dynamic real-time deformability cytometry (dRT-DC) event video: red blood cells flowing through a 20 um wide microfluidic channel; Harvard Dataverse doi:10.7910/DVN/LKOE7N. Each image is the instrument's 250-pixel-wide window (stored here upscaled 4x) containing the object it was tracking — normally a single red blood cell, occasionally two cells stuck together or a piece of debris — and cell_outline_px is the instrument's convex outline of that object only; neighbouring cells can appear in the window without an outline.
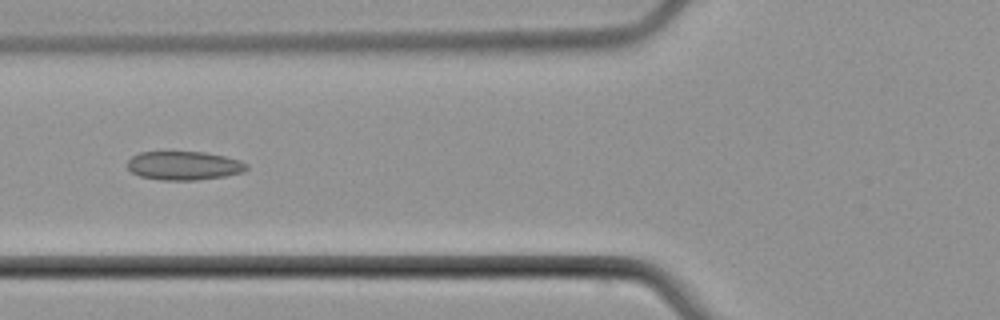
{"species": "common noctule bat (a hibernating species)", "species_latin": "Nyctalus noctula", "temperature_condition": "cold", "stored_images_in_passage": 7, "camera_frame_rate_fps": 3000, "um_per_image_px": 0.085, "animal": {"sex": "male", "body_mass_g": 21.5, "forearm_length_mm": 52.0}, "frame": {"image": 1, "passage_image": 5, "time_ms": 6.333, "image_size_px": [1000, 320], "cell_outline_px": [[248, 168], [244, 172], [224, 176], [196, 180], [160, 180], [140, 176], [132, 172], [128, 168], [128, 160], [132, 156], [140, 152], [204, 152], [224, 156], [240, 160], [248, 164]], "centroid_in_image_um": [15.65, 14.08], "position_along_channel_um": 110.1, "area_um2": 19.94}}
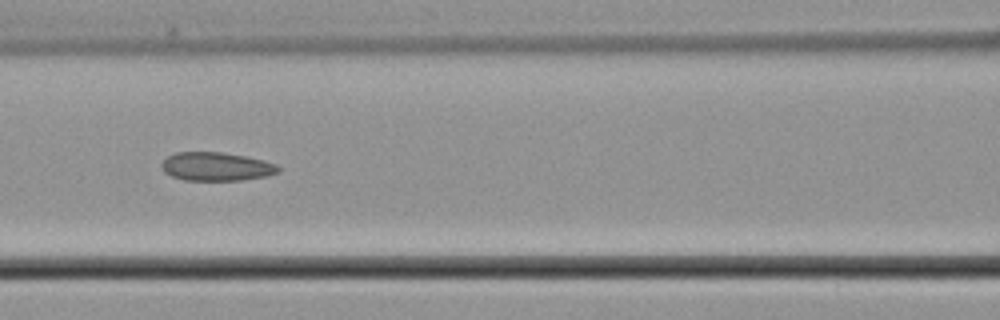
{"frame": {"image": 2, "passage_image": 6, "time_ms": 7.333, "image_size_px": [1000, 320], "cell_outline_px": [[280, 172], [268, 176], [240, 180], [184, 180], [172, 176], [164, 172], [160, 164], [168, 156], [176, 152], [224, 152], [264, 160], [276, 164], [280, 168]], "centroid_in_image_um": [18.4, 14.15], "position_along_channel_um": 148.2, "area_um2": 19.48}}
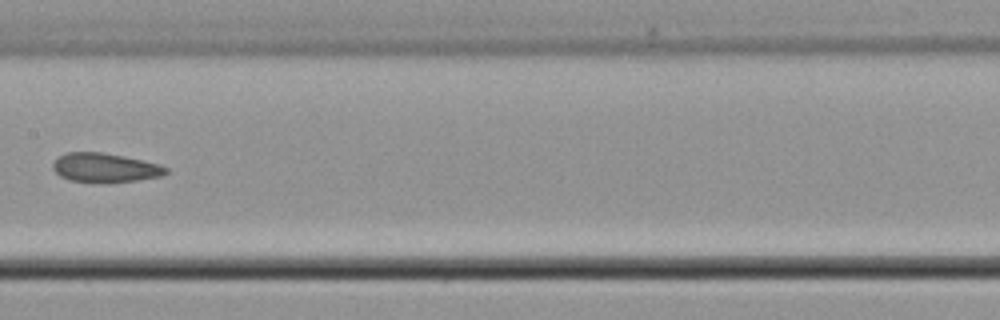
{"frame": {"image": 3, "passage_image": 7, "time_ms": 8.667, "image_size_px": [1000, 320], "cell_outline_px": [[168, 172], [164, 176], [140, 180], [108, 184], [104, 184], [68, 180], [60, 176], [52, 168], [52, 164], [60, 156], [68, 152], [100, 152], [124, 156], [156, 164], [168, 168]], "centroid_in_image_um": [8.93, 14.29], "position_along_channel_um": 198.5, "area_um2": 19.48}}